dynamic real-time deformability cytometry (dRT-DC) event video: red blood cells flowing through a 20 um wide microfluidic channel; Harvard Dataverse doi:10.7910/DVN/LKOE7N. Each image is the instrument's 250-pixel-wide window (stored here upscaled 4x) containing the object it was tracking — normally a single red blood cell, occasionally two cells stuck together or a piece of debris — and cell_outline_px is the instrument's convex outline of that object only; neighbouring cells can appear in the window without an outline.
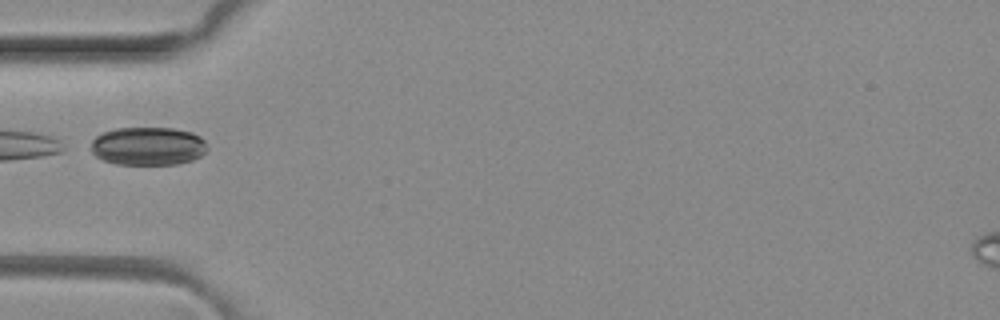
{"species": "common noctule bat (a hibernating species)", "species_latin": "Nyctalus noctula", "temperature_condition": "room temperature", "stored_images_in_passage": 5, "camera_frame_rate_fps": 3000, "um_per_image_px": 0.085, "animal": {"sex": "female", "body_mass_g": 29.2, "forearm_length_mm": 56.3}, "frame": {"image": 1, "passage_image": 4, "time_ms": 1.0, "image_size_px": [1000, 320], "cell_outline_px": [[208, 148], [200, 156], [192, 160], [176, 164], [116, 164], [104, 160], [96, 156], [92, 152], [92, 140], [96, 136], [104, 132], [116, 128], [172, 128], [192, 132], [200, 136], [204, 140]], "centroid_in_image_um": [12.59, 12.41], "position_along_channel_um": 72.4, "area_um2": 25.89}}
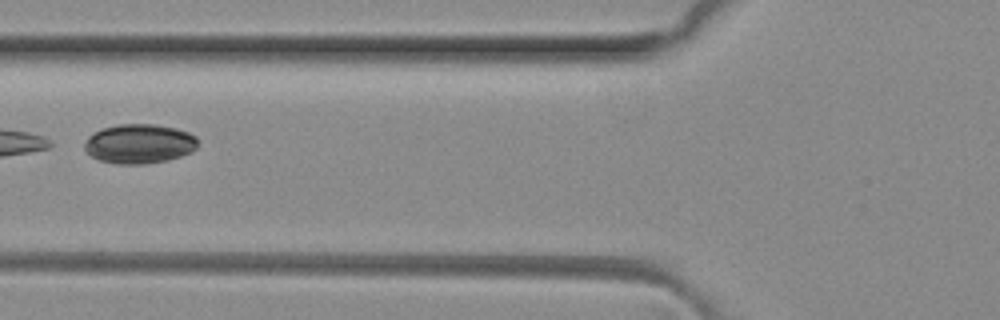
{"frame": {"image": 2, "passage_image": 5, "time_ms": 1.333, "image_size_px": [1000, 320], "cell_outline_px": [[196, 148], [192, 152], [168, 160], [144, 164], [116, 164], [100, 160], [92, 156], [84, 148], [84, 144], [88, 136], [92, 132], [116, 124], [156, 124], [176, 128], [188, 132], [196, 136]], "centroid_in_image_um": [11.83, 12.21], "position_along_channel_um": 114.0, "area_um2": 26.13}}